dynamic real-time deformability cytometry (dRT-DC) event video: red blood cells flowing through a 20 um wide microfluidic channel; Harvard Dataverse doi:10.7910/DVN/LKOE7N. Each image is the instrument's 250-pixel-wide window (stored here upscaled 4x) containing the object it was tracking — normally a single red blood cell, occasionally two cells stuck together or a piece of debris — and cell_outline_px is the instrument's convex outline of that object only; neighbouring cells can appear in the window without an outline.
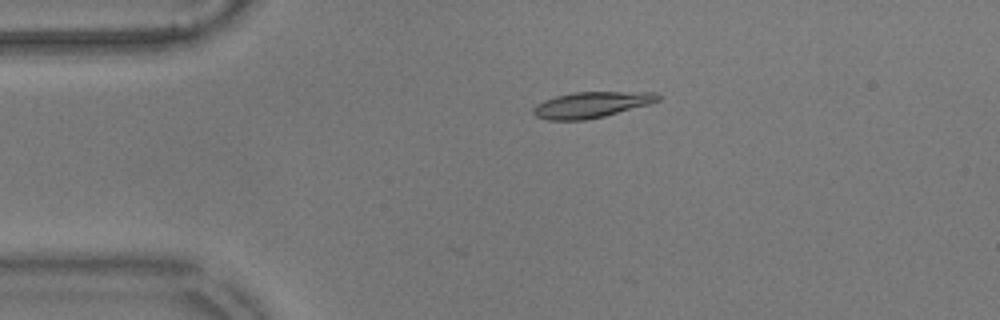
{"species": "common noctule bat (a hibernating species)", "species_latin": "Nyctalus noctula", "temperature_condition": "warm", "stored_images_in_passage": 12, "camera_frame_rate_fps": 3000, "um_per_image_px": 0.085, "animal": {"sex": "male", "body_mass_g": 17.9}, "frame": {"image": 1, "passage_image": 12, "time_ms": 3.667, "image_size_px": [1000, 320], "cell_outline_px": [[660, 100], [648, 104], [604, 116], [584, 120], [548, 120], [536, 116], [532, 112], [532, 108], [536, 104], [544, 100], [556, 96], [576, 92], [656, 92], [660, 96]], "centroid_in_image_um": [50.24, 8.9], "position_along_channel_um": 34.8, "area_um2": 18.67}}